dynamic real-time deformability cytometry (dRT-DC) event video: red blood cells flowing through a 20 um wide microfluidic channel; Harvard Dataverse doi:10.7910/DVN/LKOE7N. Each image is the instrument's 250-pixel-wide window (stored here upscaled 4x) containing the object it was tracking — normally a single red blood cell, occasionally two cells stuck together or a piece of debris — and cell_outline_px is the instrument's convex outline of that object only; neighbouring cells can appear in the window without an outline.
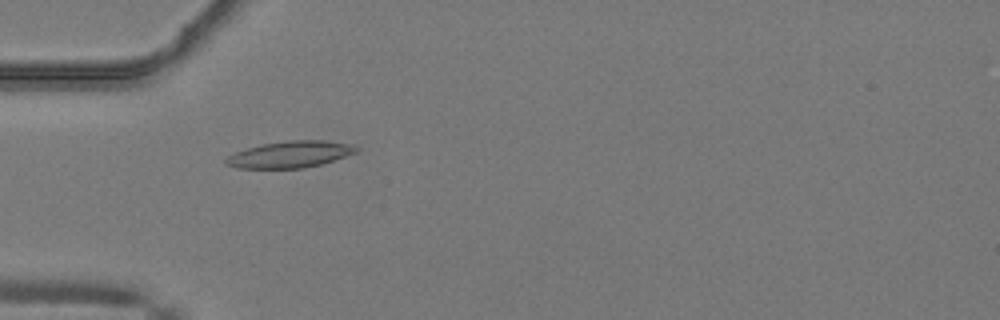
{"species": "common noctule bat (a hibernating species)", "species_latin": "Nyctalus noctula", "temperature_condition": "warm", "stored_images_in_passage": 40, "camera_frame_rate_fps": 3000, "um_per_image_px": 0.085, "animal": {"sex": "male", "body_mass_g": 19.2, "forearm_length_mm": 51.8}, "frame": {"image": 1, "passage_image": 5, "time_ms": 1.333, "image_size_px": [1000, 320], "cell_outline_px": [[360, 148], [356, 152], [320, 164], [304, 168], [236, 168], [224, 164], [224, 160], [228, 156], [236, 152], [260, 144], [288, 140], [324, 140], [348, 144]], "centroid_in_image_um": [24.6, 13.12], "position_along_channel_um": 60.4, "area_um2": 20.0}}
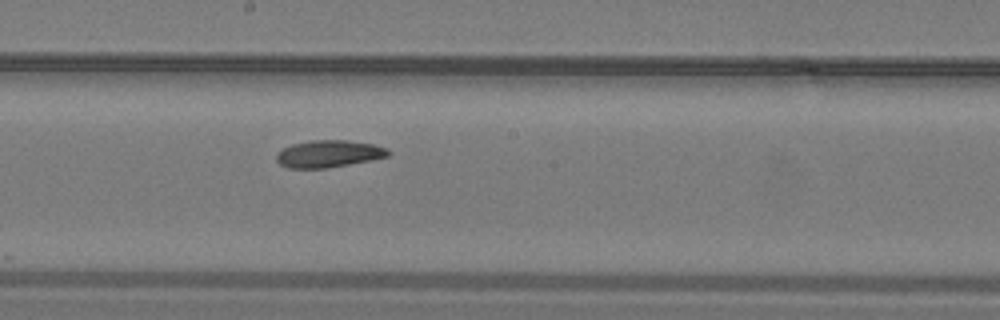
{"frame": {"image": 2, "passage_image": 17, "time_ms": 5.333, "image_size_px": [1000, 320], "cell_outline_px": [[392, 152], [388, 156], [372, 160], [324, 168], [288, 168], [280, 164], [276, 160], [276, 156], [284, 148], [292, 144], [312, 140], [348, 140], [372, 144], [388, 148]], "centroid_in_image_um": [27.97, 13.07], "position_along_channel_um": 220.2, "area_um2": 17.57}}
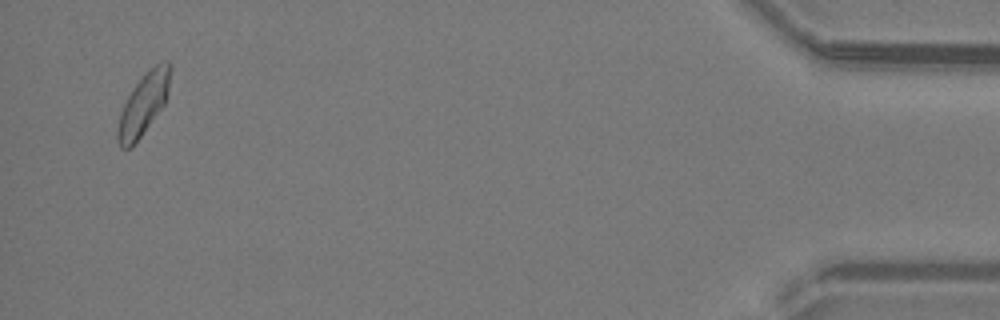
{"frame": {"image": 3, "passage_image": 38, "time_ms": 12.333, "image_size_px": [1000, 320], "cell_outline_px": [[172, 68], [168, 92], [164, 104], [132, 148], [120, 148], [116, 136], [116, 132], [120, 112], [128, 96], [136, 84], [156, 64], [168, 60], [172, 64]], "centroid_in_image_um": [12.19, 8.88], "position_along_channel_um": 423.0, "area_um2": 18.61}, "authors_computed_cell_mechanics": {"area_um2": 18.1781, "velocity_mm_per_s": 4.0809, "shape_relaxation_time_tau1_ms": 5.8287, "shape_relaxation_time_tau2_ms": 5.8408, "deformation_change_tau1": 0.1306, "deformation_change_tau2": 0.1201}}